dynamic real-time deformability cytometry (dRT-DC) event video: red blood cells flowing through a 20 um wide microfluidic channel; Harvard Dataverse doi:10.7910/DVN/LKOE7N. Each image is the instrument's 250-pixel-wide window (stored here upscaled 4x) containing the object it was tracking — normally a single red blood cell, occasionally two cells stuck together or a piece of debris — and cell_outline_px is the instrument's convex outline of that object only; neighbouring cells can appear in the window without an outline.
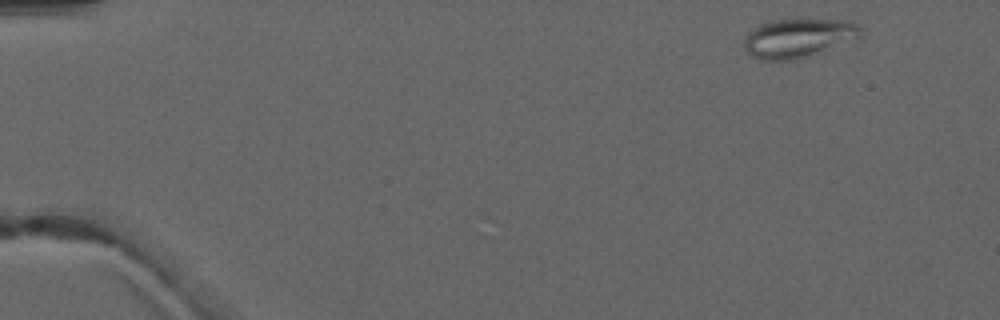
{"species": "common noctule bat (a hibernating species)", "species_latin": "Nyctalus noctula", "temperature_condition": "warm", "stored_images_in_passage": 4, "camera_frame_rate_fps": 3000, "um_per_image_px": 0.085, "animal": {"sex": "male", "forearm_length_mm": 52.5}, "frame": {"image": 1, "passage_image": 1, "time_ms": 0.0, "image_size_px": [1000, 320], "cell_outline_px": [[864, 32], [860, 40], [796, 60], [764, 60], [752, 56], [744, 48], [744, 40], [748, 32], [760, 24], [772, 20], [852, 20], [864, 28]], "centroid_in_image_um": [67.97, 3.24], "position_along_channel_um": 17.0, "area_um2": 27.05}}